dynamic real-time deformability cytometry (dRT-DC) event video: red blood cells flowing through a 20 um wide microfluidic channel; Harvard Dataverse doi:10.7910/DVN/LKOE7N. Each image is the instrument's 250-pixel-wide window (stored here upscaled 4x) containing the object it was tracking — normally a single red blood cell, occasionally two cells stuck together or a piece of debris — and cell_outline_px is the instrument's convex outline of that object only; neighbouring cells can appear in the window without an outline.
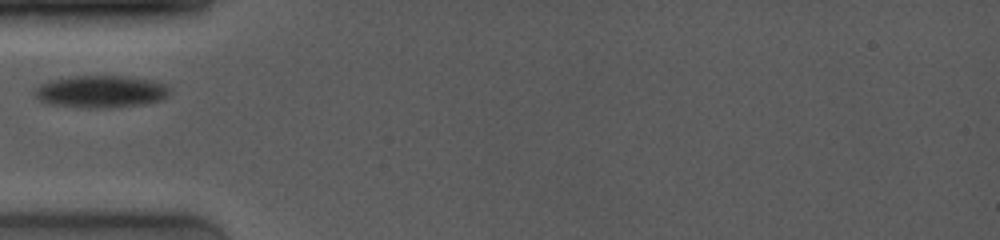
{"species": "common noctule bat (a hibernating species)", "species_latin": "Nyctalus noctula", "temperature_condition": "room temperature", "stored_images_in_passage": 34, "camera_frame_rate_fps": 4000, "um_per_image_px": 0.085, "animal": {"sex": "female", "body_mass_g": 19.0, "forearm_length_mm": 53.3}, "frame": {"image": 1, "passage_image": 1, "time_ms": 0.0, "image_size_px": [1000, 240], "cell_outline_px": [[168, 92], [160, 100], [148, 104], [112, 108], [80, 108], [44, 104], [32, 92], [40, 84], [48, 80], [68, 76], [124, 76], [156, 80], [164, 84], [168, 88]], "centroid_in_image_um": [8.51, 7.79], "position_along_channel_um": 76.5, "area_um2": 25.89}}
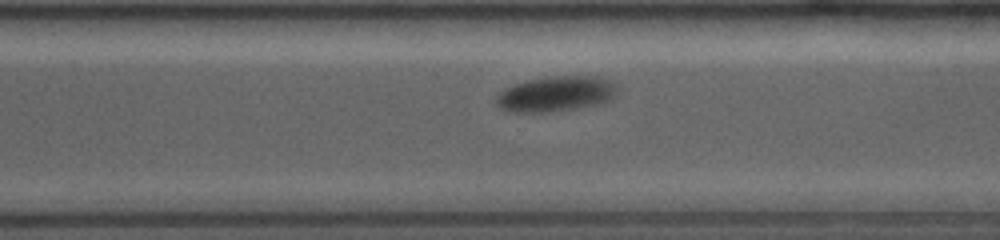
{"frame": {"image": 2, "passage_image": 23, "time_ms": 6.5, "image_size_px": [1000, 240], "cell_outline_px": [[616, 92], [608, 100], [596, 104], [576, 108], [548, 112], [508, 112], [500, 108], [496, 104], [496, 96], [504, 88], [528, 80], [556, 76], [600, 76], [616, 84]], "centroid_in_image_um": [47.21, 7.98], "position_along_channel_um": 323.4, "area_um2": 24.68}}
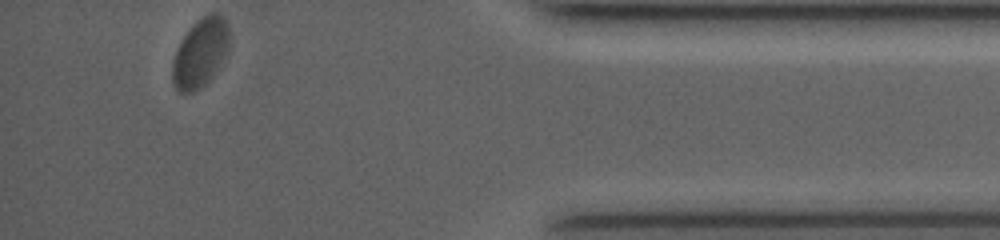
{"frame": {"image": 3, "passage_image": 34, "time_ms": 9.75, "image_size_px": [1000, 240], "cell_outline_px": [[228, 48], [216, 72], [200, 88], [192, 92], [180, 92], [172, 84], [172, 60], [184, 36], [192, 24], [196, 20], [208, 12], [216, 12], [224, 16], [228, 24]], "centroid_in_image_um": [17.02, 4.46], "position_along_channel_um": 418.2, "area_um2": 22.72}}